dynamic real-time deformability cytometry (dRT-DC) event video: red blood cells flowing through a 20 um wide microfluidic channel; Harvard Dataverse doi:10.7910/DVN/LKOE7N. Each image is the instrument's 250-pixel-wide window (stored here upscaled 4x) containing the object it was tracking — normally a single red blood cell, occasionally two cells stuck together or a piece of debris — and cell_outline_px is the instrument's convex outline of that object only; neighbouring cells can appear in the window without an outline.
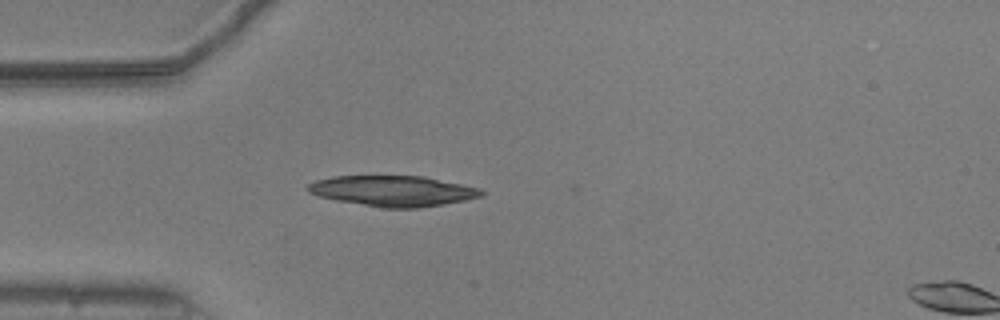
{"species": "common noctule bat (a hibernating species)", "species_latin": "Nyctalus noctula", "temperature_condition": "warm", "stored_images_in_passage": 2, "camera_frame_rate_fps": 3000, "um_per_image_px": 0.085, "animal": {"sex": "male", "body_mass_g": 20.5, "forearm_length_mm": 52.5}, "frame": {"image": 1, "passage_image": 1, "time_ms": 0.0, "image_size_px": [1000, 320], "cell_outline_px": [[484, 196], [444, 204], [416, 208], [380, 208], [336, 200], [320, 196], [308, 192], [304, 188], [308, 184], [316, 180], [332, 176], [424, 176], [480, 188], [484, 192]], "centroid_in_image_um": [33.38, 16.23], "position_along_channel_um": 51.6, "area_um2": 31.04}}